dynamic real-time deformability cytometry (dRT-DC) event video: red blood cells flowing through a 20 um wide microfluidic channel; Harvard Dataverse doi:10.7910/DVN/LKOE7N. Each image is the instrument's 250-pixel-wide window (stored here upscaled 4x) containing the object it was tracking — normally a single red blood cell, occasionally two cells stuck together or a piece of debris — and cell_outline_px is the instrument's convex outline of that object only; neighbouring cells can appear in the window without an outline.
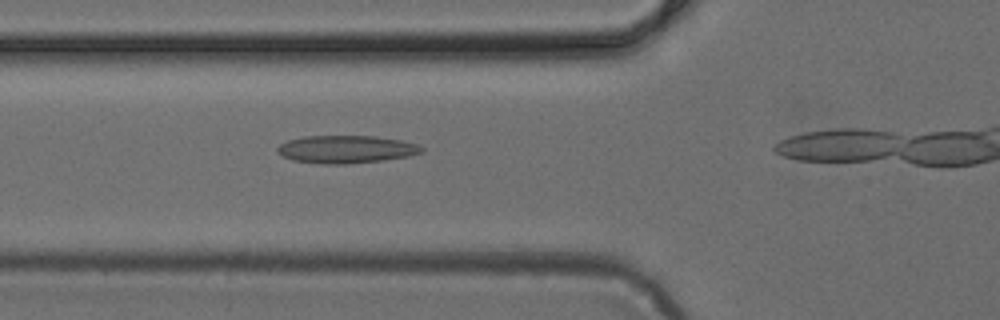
{"species": "common noctule bat (a hibernating species)", "species_latin": "Nyctalus noctula", "temperature_condition": "cold", "stored_images_in_passage": 14, "camera_frame_rate_fps": 3000, "um_per_image_px": 0.085, "animal": {"sex": "female", "body_mass_g": 24.6, "forearm_length_mm": 56.2}, "frame": {"image": 1, "passage_image": 10, "time_ms": 3.0, "image_size_px": [1000, 320], "cell_outline_px": [[424, 152], [408, 156], [384, 160], [344, 164], [324, 164], [292, 160], [276, 152], [276, 148], [280, 144], [288, 140], [304, 136], [376, 136], [400, 140], [420, 144], [424, 148]], "centroid_in_image_um": [29.44, 12.68], "position_along_channel_um": 96.4, "area_um2": 23.41}}